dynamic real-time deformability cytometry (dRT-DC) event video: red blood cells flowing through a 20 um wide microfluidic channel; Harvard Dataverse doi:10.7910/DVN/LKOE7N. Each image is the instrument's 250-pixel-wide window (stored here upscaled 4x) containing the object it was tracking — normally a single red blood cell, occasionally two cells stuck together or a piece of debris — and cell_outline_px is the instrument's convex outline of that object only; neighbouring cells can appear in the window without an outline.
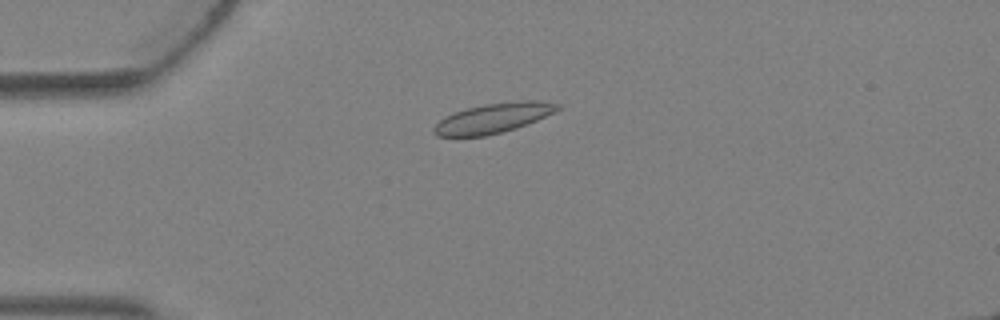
{"species": "Egyptian fruit bat (a non-hibernating species)", "species_latin": "Rousettus aegyptiacus", "temperature_condition": "warm", "stored_images_in_passage": 5, "camera_frame_rate_fps": 3000, "um_per_image_px": 0.085, "animal": {"sex": "female"}, "frame": {"image": 1, "passage_image": 4, "time_ms": 1.0, "image_size_px": [1000, 320], "cell_outline_px": [[560, 108], [536, 120], [516, 128], [484, 136], [436, 136], [432, 132], [432, 128], [444, 116], [452, 112], [484, 104], [520, 100], [536, 100], [560, 104]], "centroid_in_image_um": [41.87, 10.03], "position_along_channel_um": 43.1, "area_um2": 21.33}}
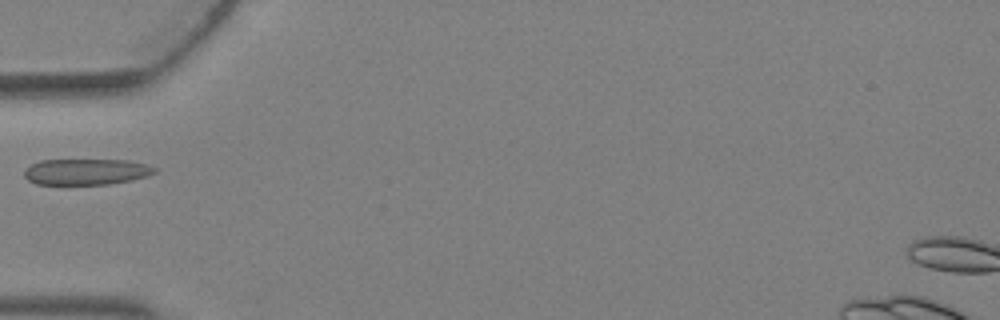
{"frame": {"image": 2, "passage_image": 5, "time_ms": 1.333, "image_size_px": [1000, 320], "cell_outline_px": [[156, 172], [148, 176], [132, 180], [108, 184], [36, 184], [28, 180], [24, 176], [24, 168], [40, 160], [128, 160], [148, 164], [156, 168]], "centroid_in_image_um": [7.34, 14.59], "position_along_channel_um": 77.7, "area_um2": 19.88}}